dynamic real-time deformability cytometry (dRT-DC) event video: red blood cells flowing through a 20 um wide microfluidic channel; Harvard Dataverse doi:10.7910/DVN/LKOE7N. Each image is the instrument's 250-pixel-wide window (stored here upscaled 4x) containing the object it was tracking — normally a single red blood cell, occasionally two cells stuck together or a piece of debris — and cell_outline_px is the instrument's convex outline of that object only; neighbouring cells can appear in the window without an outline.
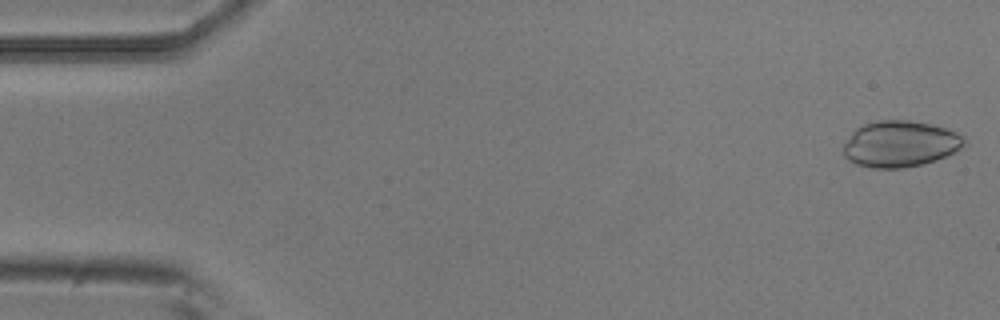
{"species": "common noctule bat (a hibernating species)", "species_latin": "Nyctalus noctula", "temperature_condition": "room temperature", "stored_images_in_passage": 5, "camera_frame_rate_fps": 3000, "um_per_image_px": 0.085, "animal": {"sex": "male", "body_mass_g": 20.5, "forearm_length_mm": 52.5}, "frame": {"image": 1, "passage_image": 1, "time_ms": 0.0, "image_size_px": [1000, 320], "cell_outline_px": [[964, 144], [960, 148], [936, 160], [924, 164], [904, 168], [872, 168], [856, 164], [848, 160], [844, 156], [844, 144], [852, 132], [856, 128], [864, 124], [880, 120], [908, 120], [928, 124], [944, 128], [956, 132], [964, 136]], "centroid_in_image_um": [76.48, 12.24], "position_along_channel_um": 8.5, "area_um2": 32.31}}